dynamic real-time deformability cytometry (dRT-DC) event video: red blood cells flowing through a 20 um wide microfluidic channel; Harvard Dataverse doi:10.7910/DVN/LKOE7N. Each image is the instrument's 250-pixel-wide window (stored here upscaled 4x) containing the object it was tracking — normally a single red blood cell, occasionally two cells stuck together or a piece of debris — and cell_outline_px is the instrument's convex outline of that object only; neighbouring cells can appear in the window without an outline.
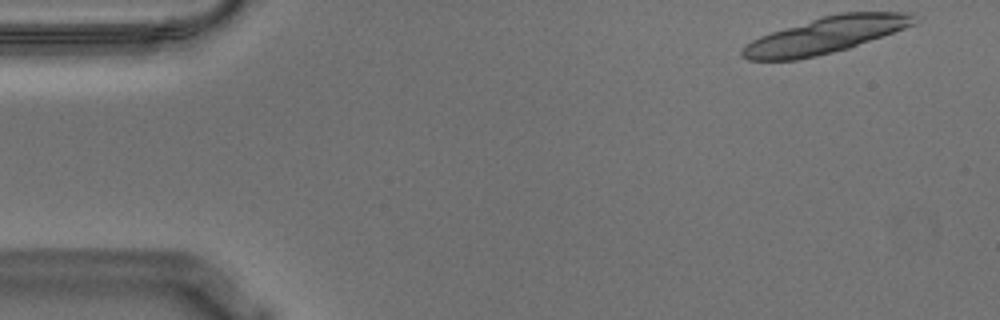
{"species": "Egyptian fruit bat (a non-hibernating species)", "species_latin": "Rousettus aegyptiacus", "temperature_condition": "warm", "stored_images_in_passage": 39, "camera_frame_rate_fps": 3000, "um_per_image_px": 0.085, "animal": {"sex": "male"}, "frame": {"image": 1, "passage_image": 1, "time_ms": 0.0, "image_size_px": [1000, 320], "cell_outline_px": [[912, 24], [904, 28], [848, 48], [816, 56], [796, 60], [748, 60], [740, 56], [740, 48], [752, 40], [760, 36], [772, 32], [824, 16], [840, 12], [908, 12], [912, 16]], "centroid_in_image_um": [70.08, 3.01], "position_along_channel_um": 14.9, "area_um2": 35.55}}